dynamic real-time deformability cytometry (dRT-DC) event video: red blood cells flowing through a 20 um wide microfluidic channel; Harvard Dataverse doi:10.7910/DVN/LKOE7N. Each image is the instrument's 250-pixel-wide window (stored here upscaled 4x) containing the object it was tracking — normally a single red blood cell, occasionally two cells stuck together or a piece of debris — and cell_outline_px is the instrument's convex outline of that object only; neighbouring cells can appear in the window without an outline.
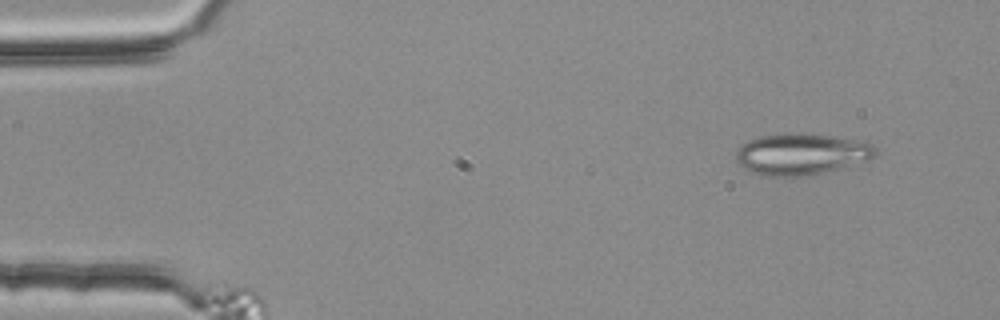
{"species": "common noctule bat (a hibernating species)", "species_latin": "Nyctalus noctula", "temperature_condition": "room temperature", "stored_images_in_passage": 4, "camera_frame_rate_fps": 3000, "um_per_image_px": 0.085, "animal": {"sex": "female", "body_mass_g": 25.1}, "frame": {"image": 1, "passage_image": 1, "time_ms": 0.0, "image_size_px": [1000, 320], "cell_outline_px": [[876, 152], [872, 156], [848, 168], [832, 172], [808, 176], [764, 176], [752, 172], [736, 164], [736, 152], [748, 140], [760, 136], [784, 132], [804, 132], [832, 136], [872, 144], [876, 148]], "centroid_in_image_um": [68.08, 13.11], "position_along_channel_um": 16.9, "area_um2": 34.1}}